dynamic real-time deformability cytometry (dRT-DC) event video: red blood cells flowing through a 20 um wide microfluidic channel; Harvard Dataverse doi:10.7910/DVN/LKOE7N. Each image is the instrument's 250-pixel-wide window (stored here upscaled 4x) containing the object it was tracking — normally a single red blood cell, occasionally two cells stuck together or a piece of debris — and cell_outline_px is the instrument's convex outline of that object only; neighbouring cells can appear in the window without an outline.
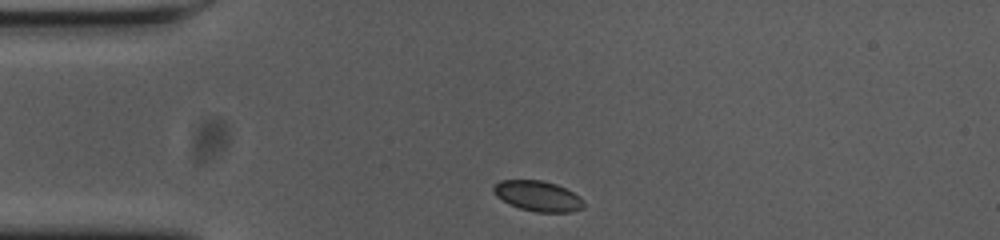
{"species": "common noctule bat (a hibernating species)", "species_latin": "Nyctalus noctula", "temperature_condition": "cold", "stored_images_in_passage": 35, "camera_frame_rate_fps": 3000, "um_per_image_px": 0.085, "animal": {"sex": "female", "body_mass_g": 23.0, "forearm_length_mm": 53.4}, "frame": {"image": 1, "passage_image": 1, "time_ms": 0.0, "image_size_px": [1000, 240], "cell_outline_px": [[584, 208], [572, 212], [536, 212], [520, 208], [508, 204], [496, 196], [492, 188], [500, 180], [540, 180], [556, 184], [580, 196], [584, 200]], "centroid_in_image_um": [45.73, 16.67], "position_along_channel_um": 39.3, "area_um2": 16.01}}
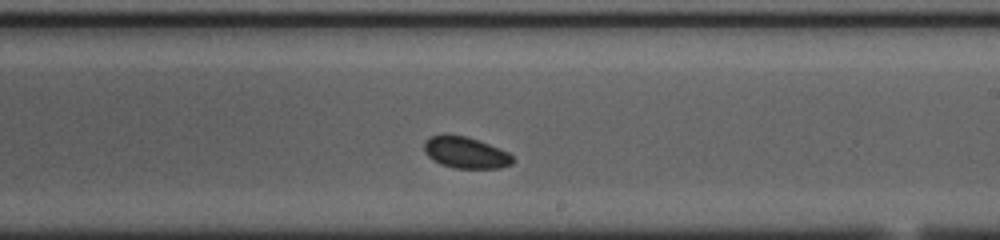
{"frame": {"image": 2, "passage_image": 21, "time_ms": 6.667, "image_size_px": [1000, 240], "cell_outline_px": [[516, 160], [512, 164], [500, 168], [456, 168], [440, 164], [432, 160], [424, 152], [424, 140], [432, 136], [444, 132], [468, 136], [480, 140], [508, 152]], "centroid_in_image_um": [39.55, 12.94], "position_along_channel_um": 249.4, "area_um2": 16.7}}
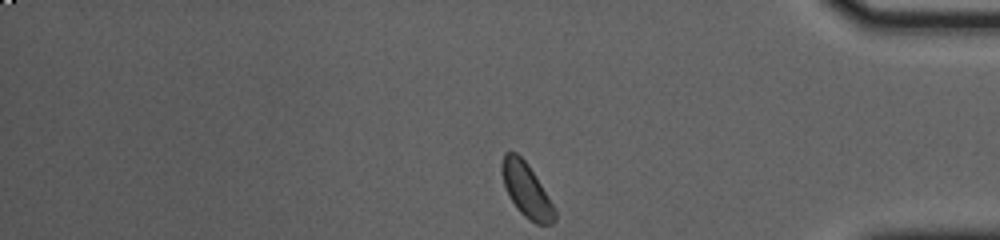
{"frame": {"image": 3, "passage_image": 35, "time_ms": 11.333, "image_size_px": [1000, 240], "cell_outline_px": [[556, 220], [552, 224], [536, 224], [524, 216], [516, 208], [508, 196], [504, 184], [500, 168], [504, 152], [516, 152], [528, 164], [556, 208]], "centroid_in_image_um": [44.75, 16.17], "position_along_channel_um": 390.5, "area_um2": 16.76}}